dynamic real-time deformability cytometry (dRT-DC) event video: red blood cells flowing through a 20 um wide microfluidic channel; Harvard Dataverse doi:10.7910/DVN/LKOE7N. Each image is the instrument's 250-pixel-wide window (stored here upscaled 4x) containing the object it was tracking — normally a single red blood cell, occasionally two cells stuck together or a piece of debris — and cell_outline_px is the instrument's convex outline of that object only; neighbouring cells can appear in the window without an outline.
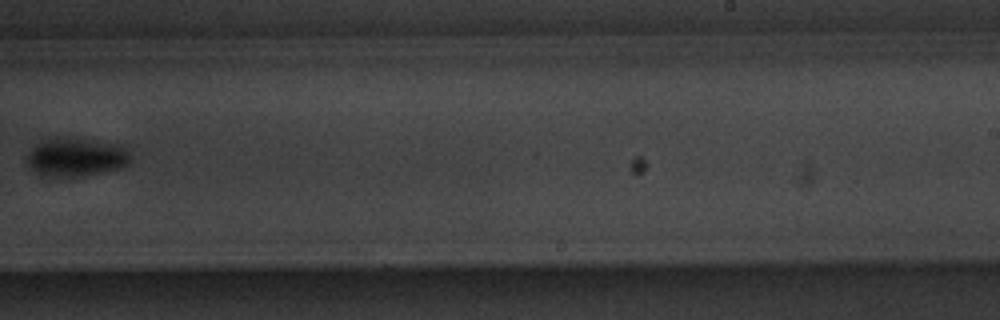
{"species": "common noctule bat (a hibernating species)", "species_latin": "Nyctalus noctula", "temperature_condition": "warm", "stored_images_in_passage": 12, "camera_frame_rate_fps": 3000, "um_per_image_px": 0.085, "animal": {"sex": "male", "body_mass_g": 20.1, "forearm_length_mm": 53.5}, "frame": {"image": 1, "passage_image": 10, "time_ms": 11.667, "image_size_px": [1000, 320], "cell_outline_px": [[128, 164], [120, 168], [84, 176], [44, 176], [36, 172], [28, 164], [28, 152], [40, 140], [60, 136], [72, 136], [120, 144], [128, 152]], "centroid_in_image_um": [6.44, 13.32], "position_along_channel_um": 282.6, "area_um2": 23.47}}